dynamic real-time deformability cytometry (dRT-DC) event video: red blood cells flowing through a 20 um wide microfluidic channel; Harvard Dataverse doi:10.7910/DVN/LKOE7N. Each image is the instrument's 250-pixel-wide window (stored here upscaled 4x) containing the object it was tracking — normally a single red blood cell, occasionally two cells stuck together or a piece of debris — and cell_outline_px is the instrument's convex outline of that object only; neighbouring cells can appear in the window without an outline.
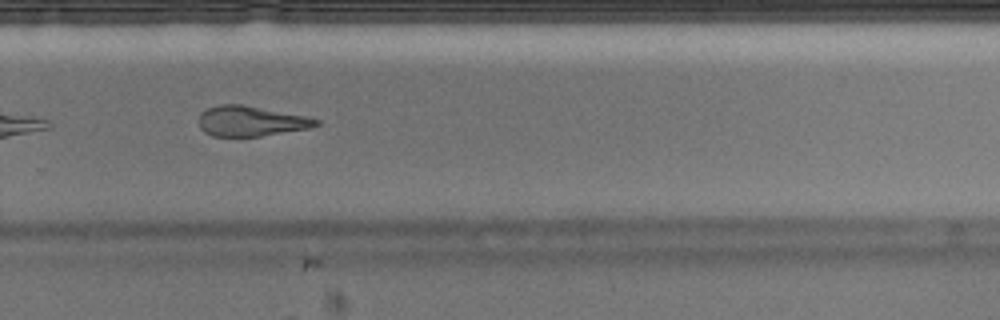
{"species": "Egyptian fruit bat (a non-hibernating species)", "species_latin": "Rousettus aegyptiacus", "temperature_condition": "warm", "stored_images_in_passage": 33, "camera_frame_rate_fps": 3000, "um_per_image_px": 0.085, "animal": {"sex": "male"}, "frame": {"image": 1, "passage_image": 19, "time_ms": 6.0, "image_size_px": [1000, 320], "cell_outline_px": [[320, 124], [308, 128], [260, 136], [212, 136], [204, 132], [200, 128], [200, 112], [208, 108], [220, 104], [240, 104], [308, 116], [320, 120]], "centroid_in_image_um": [21.32, 10.29], "position_along_channel_um": 308.5, "area_um2": 20.52}}